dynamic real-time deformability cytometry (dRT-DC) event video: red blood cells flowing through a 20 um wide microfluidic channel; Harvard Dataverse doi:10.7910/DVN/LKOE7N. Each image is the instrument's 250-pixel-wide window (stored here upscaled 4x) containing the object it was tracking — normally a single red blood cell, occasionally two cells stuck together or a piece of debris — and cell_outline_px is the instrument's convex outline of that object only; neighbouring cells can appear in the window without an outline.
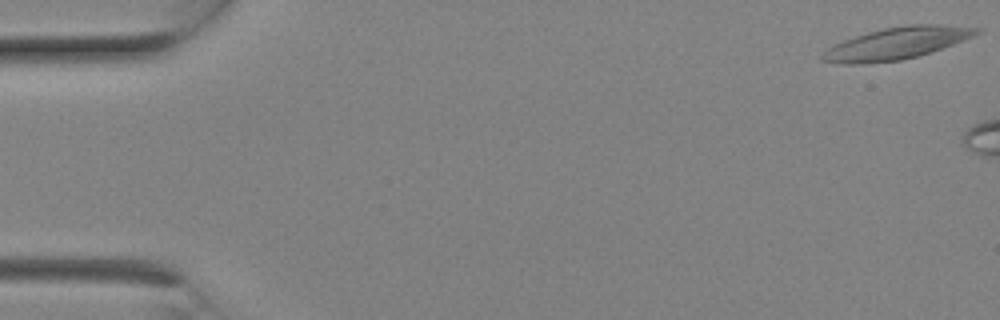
{"species": "Egyptian fruit bat (a non-hibernating species)", "species_latin": "Rousettus aegyptiacus", "temperature_condition": "room temperature", "stored_images_in_passage": 3, "camera_frame_rate_fps": 3000, "um_per_image_px": 0.085, "animal": {"sex": "female"}, "frame": {"image": 1, "passage_image": 1, "time_ms": 0.0, "image_size_px": [1000, 320], "cell_outline_px": [[984, 28], [980, 32], [972, 36], [952, 44], [916, 56], [900, 60], [856, 64], [844, 64], [820, 60], [820, 56], [828, 48], [844, 40], [868, 32], [884, 28], [908, 24], [940, 24]], "centroid_in_image_um": [76.21, 3.67], "position_along_channel_um": 8.8, "area_um2": 28.21}}